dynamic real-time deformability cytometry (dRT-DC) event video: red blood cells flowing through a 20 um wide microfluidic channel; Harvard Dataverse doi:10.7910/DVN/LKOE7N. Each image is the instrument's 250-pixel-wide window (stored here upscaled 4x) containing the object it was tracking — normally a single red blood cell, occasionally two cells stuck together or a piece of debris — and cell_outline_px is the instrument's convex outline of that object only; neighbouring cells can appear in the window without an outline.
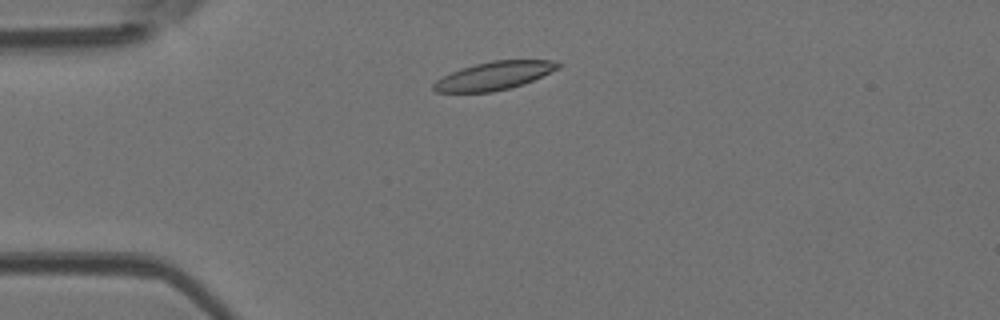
{"species": "Egyptian fruit bat (a non-hibernating species)", "species_latin": "Rousettus aegyptiacus", "temperature_condition": "room temperature", "stored_images_in_passage": 5, "camera_frame_rate_fps": 3000, "um_per_image_px": 0.085, "animal": {"sex": "female"}, "frame": {"image": 1, "passage_image": 2, "time_ms": 0.333, "image_size_px": [1000, 320], "cell_outline_px": [[560, 68], [524, 84], [492, 92], [436, 92], [432, 88], [432, 84], [436, 80], [460, 68], [492, 60], [552, 60], [560, 64]], "centroid_in_image_um": [41.99, 6.44], "position_along_channel_um": 43.0, "area_um2": 20.35}}
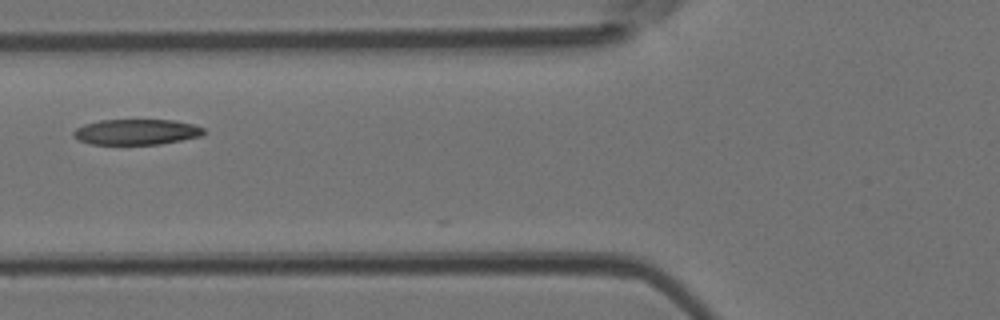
{"frame": {"image": 2, "passage_image": 4, "time_ms": 1.0, "image_size_px": [1000, 320], "cell_outline_px": [[204, 132], [200, 136], [160, 144], [92, 144], [80, 140], [72, 136], [72, 132], [76, 128], [84, 124], [100, 120], [172, 120], [192, 124], [204, 128]], "centroid_in_image_um": [11.56, 11.21], "position_along_channel_um": 114.2, "area_um2": 19.25}}
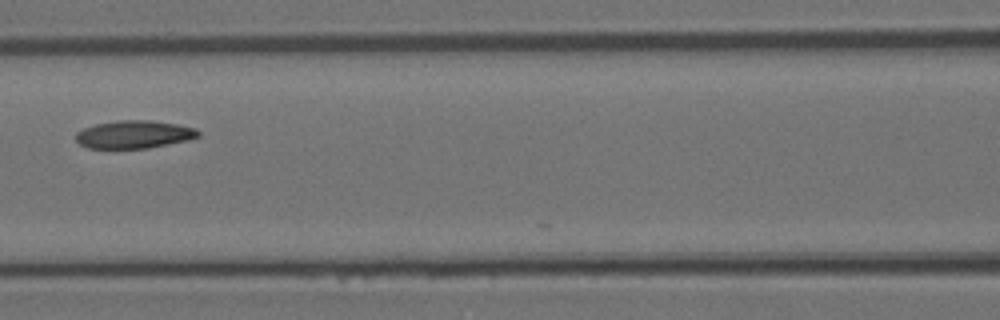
{"frame": {"image": 3, "passage_image": 5, "time_ms": 1.333, "image_size_px": [1000, 320], "cell_outline_px": [[200, 136], [188, 140], [148, 148], [88, 148], [80, 144], [76, 140], [76, 132], [84, 128], [96, 124], [116, 120], [152, 120], [176, 124], [196, 128], [200, 132]], "centroid_in_image_um": [11.41, 11.42], "position_along_channel_um": 155.2, "area_um2": 19.88}}